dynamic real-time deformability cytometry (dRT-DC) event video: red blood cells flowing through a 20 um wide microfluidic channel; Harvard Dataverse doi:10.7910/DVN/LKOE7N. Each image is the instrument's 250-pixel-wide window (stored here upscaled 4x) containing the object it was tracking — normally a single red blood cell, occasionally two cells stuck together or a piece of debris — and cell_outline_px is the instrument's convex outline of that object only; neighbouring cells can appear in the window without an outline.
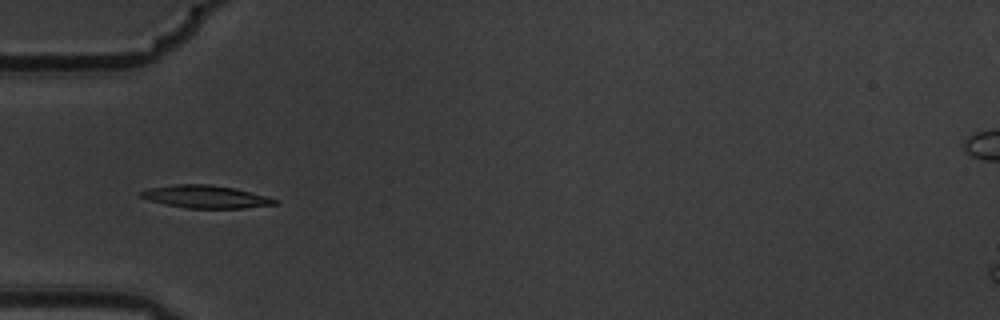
{"species": "common noctule bat (a hibernating species)", "species_latin": "Nyctalus noctula", "temperature_condition": "warm", "stored_images_in_passage": 10, "camera_frame_rate_fps": 3000, "um_per_image_px": 0.085, "animal": {"sex": "male", "body_mass_g": 19.5, "forearm_length_mm": 54.6}, "frame": {"image": 1, "passage_image": 5, "time_ms": 1.333, "image_size_px": [1000, 320], "cell_outline_px": [[280, 204], [244, 208], [188, 208], [164, 204], [148, 200], [140, 196], [140, 192], [148, 188], [176, 184], [212, 184], [232, 188], [268, 196], [280, 200]], "centroid_in_image_um": [17.52, 16.72], "position_along_channel_um": 67.5, "area_um2": 17.8}}
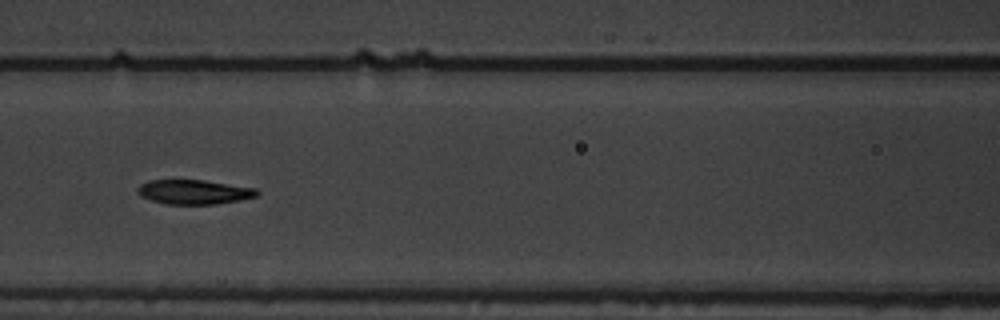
{"frame": {"image": 2, "passage_image": 7, "time_ms": 2.0, "image_size_px": [1000, 320], "cell_outline_px": [[260, 192], [256, 196], [240, 200], [216, 204], [164, 204], [140, 196], [136, 192], [136, 188], [140, 184], [148, 180], [204, 180], [256, 188]], "centroid_in_image_um": [16.46, 16.31], "position_along_channel_um": 150.1, "area_um2": 17.11}}
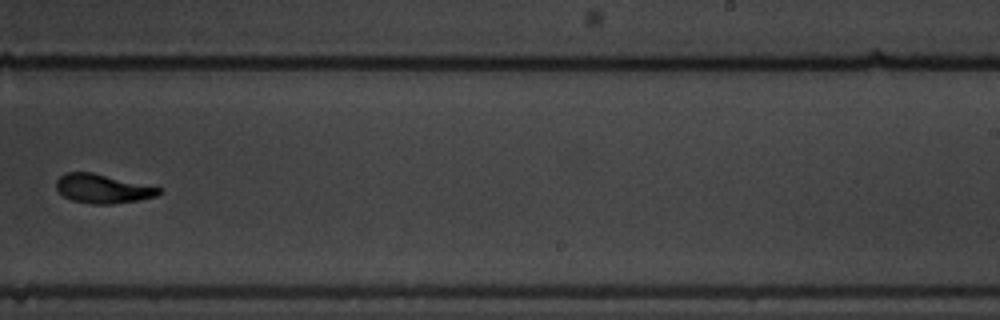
{"frame": {"image": 3, "passage_image": 10, "time_ms": 3.0, "image_size_px": [1000, 320], "cell_outline_px": [[164, 192], [156, 196], [136, 200], [112, 204], [92, 204], [72, 200], [64, 196], [56, 188], [56, 180], [60, 176], [68, 172], [92, 172], [156, 184]], "centroid_in_image_um": [8.83, 16.01], "position_along_channel_um": 280.2, "area_um2": 17.86}}